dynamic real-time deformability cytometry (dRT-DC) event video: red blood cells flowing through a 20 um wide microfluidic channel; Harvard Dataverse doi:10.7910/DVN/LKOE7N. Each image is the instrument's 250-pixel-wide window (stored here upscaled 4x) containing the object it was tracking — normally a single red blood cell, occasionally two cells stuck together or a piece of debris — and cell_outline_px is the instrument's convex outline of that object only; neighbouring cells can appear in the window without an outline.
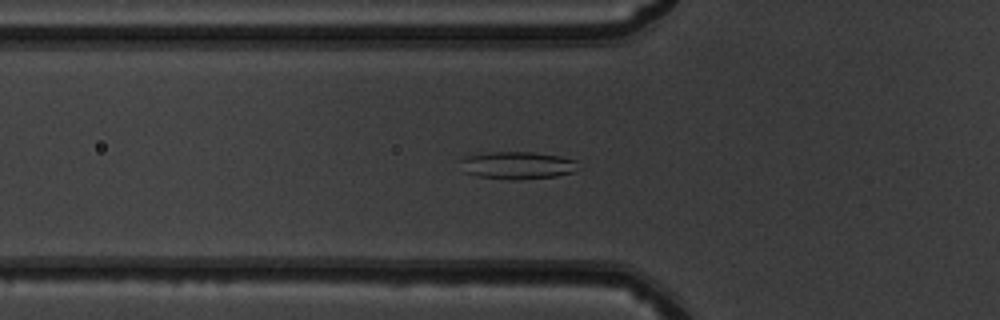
{"species": "common noctule bat (a hibernating species)", "species_latin": "Nyctalus noctula", "temperature_condition": "warm", "stored_images_in_passage": 50, "camera_frame_rate_fps": 3000, "um_per_image_px": 0.085, "animal": {"sex": "male", "body_mass_g": 19.5, "forearm_length_mm": 54.6}, "frame": {"image": 1, "passage_image": 17, "time_ms": 5.333, "image_size_px": [1000, 320], "cell_outline_px": [[576, 160], [572, 172], [556, 176], [520, 180], [508, 180], [480, 176], [464, 172], [460, 160], [464, 156], [488, 152], [532, 152], [560, 156]], "centroid_in_image_um": [43.92, 14.05], "position_along_channel_um": 81.9, "area_um2": 18.73}}
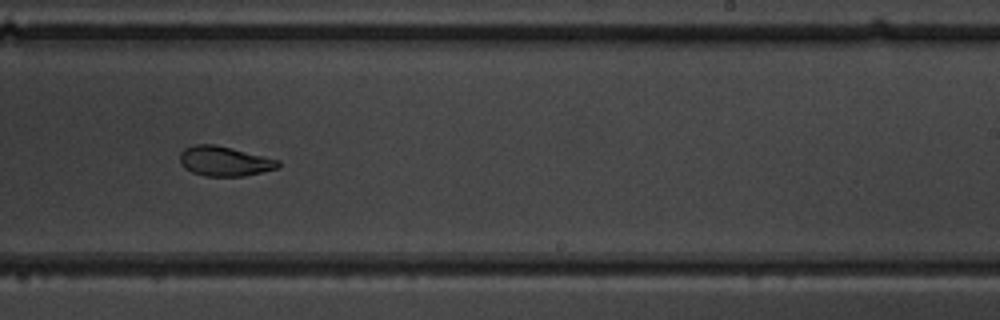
{"frame": {"image": 2, "passage_image": 31, "time_ms": 10.0, "image_size_px": [1000, 320], "cell_outline_px": [[280, 164], [276, 168], [244, 176], [204, 176], [192, 172], [184, 168], [180, 164], [180, 152], [184, 148], [192, 144], [216, 144], [280, 160]], "centroid_in_image_um": [19.03, 13.69], "position_along_channel_um": 270.0, "area_um2": 17.11}}
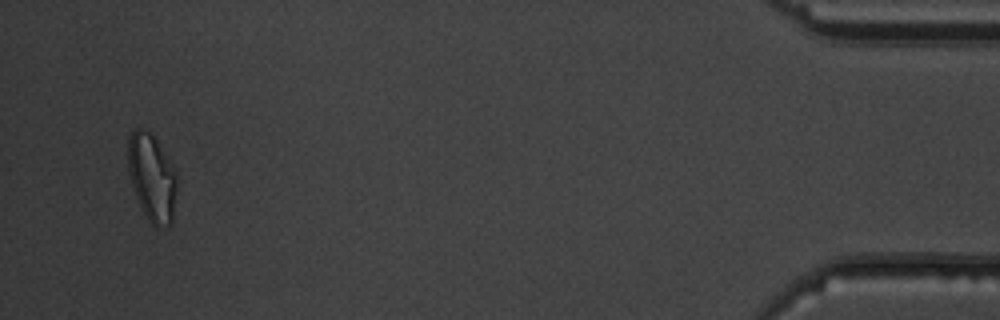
{"frame": {"image": 3, "passage_image": 48, "time_ms": 15.667, "image_size_px": [1000, 320], "cell_outline_px": [[176, 188], [172, 224], [156, 228], [148, 220], [140, 208], [132, 184], [128, 168], [128, 136], [136, 128], [140, 128], [148, 132], [156, 140], [176, 172]], "centroid_in_image_um": [12.9, 15.13], "position_along_channel_um": 422.3, "area_um2": 24.57}, "authors_computed_cell_mechanics": {"area_um2": 19.1029, "velocity_mm_per_s": 4.0332, "shape_relaxation_time_tau1_ms": null, "shape_relaxation_time_tau2_ms": 3.212, "deformation_change_tau1": null, "deformation_change_tau2": 0.0952}}